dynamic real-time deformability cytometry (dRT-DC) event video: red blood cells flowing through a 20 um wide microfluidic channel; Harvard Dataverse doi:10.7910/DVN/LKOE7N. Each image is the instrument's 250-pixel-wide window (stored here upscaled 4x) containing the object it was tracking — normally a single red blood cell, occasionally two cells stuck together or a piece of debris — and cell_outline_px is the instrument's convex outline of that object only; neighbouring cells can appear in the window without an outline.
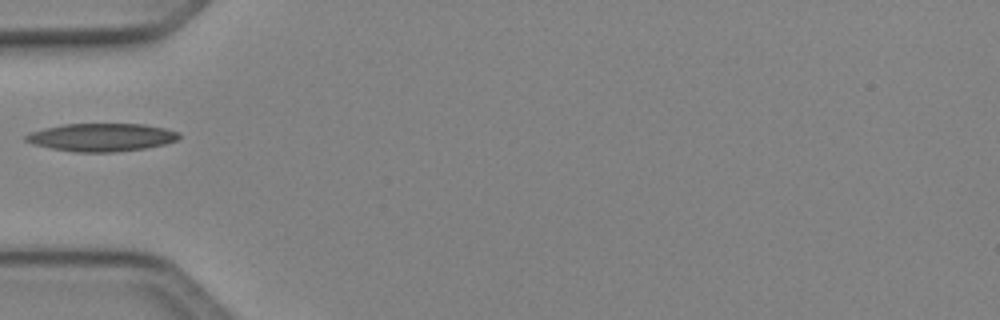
{"species": "Egyptian fruit bat (a non-hibernating species)", "species_latin": "Rousettus aegyptiacus", "temperature_condition": "cold", "stored_images_in_passage": 30, "camera_frame_rate_fps": 3000, "um_per_image_px": 0.085, "animal": {"sex": "female"}, "frame": {"image": 1, "passage_image": 1, "time_ms": 0.0, "image_size_px": [1000, 320], "cell_outline_px": [[180, 136], [176, 140], [164, 144], [144, 148], [116, 152], [76, 152], [52, 148], [36, 144], [24, 140], [24, 136], [32, 132], [44, 128], [64, 124], [144, 124], [164, 128], [180, 132]], "centroid_in_image_um": [8.65, 11.66], "position_along_channel_um": 76.3, "area_um2": 24.74}}
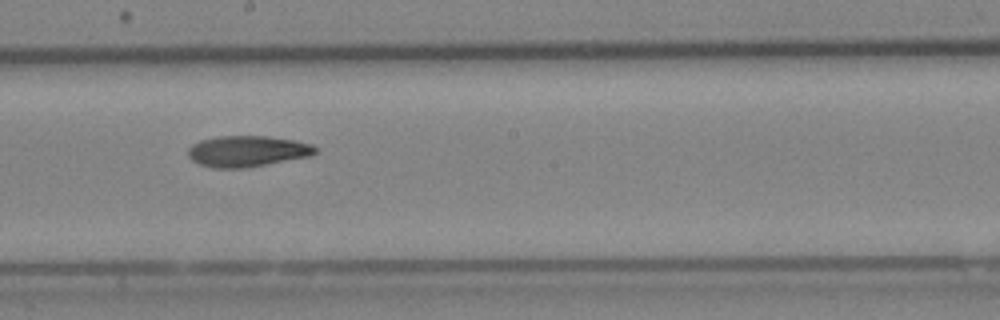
{"frame": {"image": 2, "passage_image": 12, "time_ms": 3.667, "image_size_px": [1000, 320], "cell_outline_px": [[316, 152], [312, 156], [244, 168], [212, 168], [200, 164], [192, 160], [188, 156], [188, 148], [192, 144], [200, 140], [216, 136], [268, 136], [292, 140], [312, 144], [316, 148]], "centroid_in_image_um": [21.0, 12.85], "position_along_channel_um": 227.2, "area_um2": 23.06}}
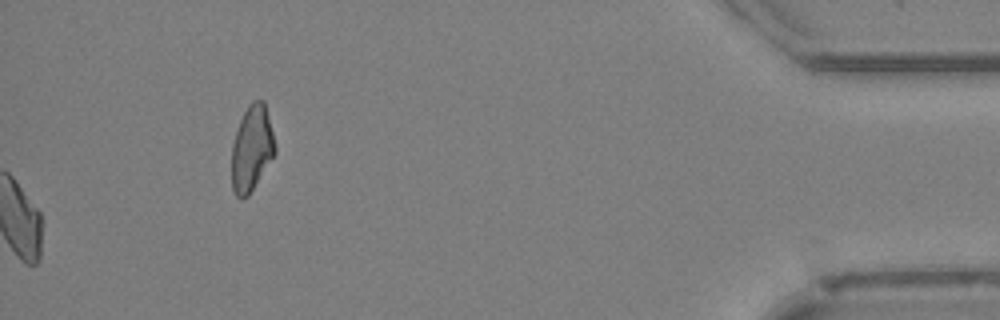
{"frame": {"image": 3, "passage_image": 30, "time_ms": 9.667, "image_size_px": [1000, 320], "cell_outline_px": [[276, 152], [248, 196], [244, 200], [240, 200], [236, 196], [232, 188], [232, 144], [236, 128], [248, 104], [252, 100], [264, 100], [276, 148]], "centroid_in_image_um": [21.38, 12.63], "position_along_channel_um": 413.8, "area_um2": 21.62}}